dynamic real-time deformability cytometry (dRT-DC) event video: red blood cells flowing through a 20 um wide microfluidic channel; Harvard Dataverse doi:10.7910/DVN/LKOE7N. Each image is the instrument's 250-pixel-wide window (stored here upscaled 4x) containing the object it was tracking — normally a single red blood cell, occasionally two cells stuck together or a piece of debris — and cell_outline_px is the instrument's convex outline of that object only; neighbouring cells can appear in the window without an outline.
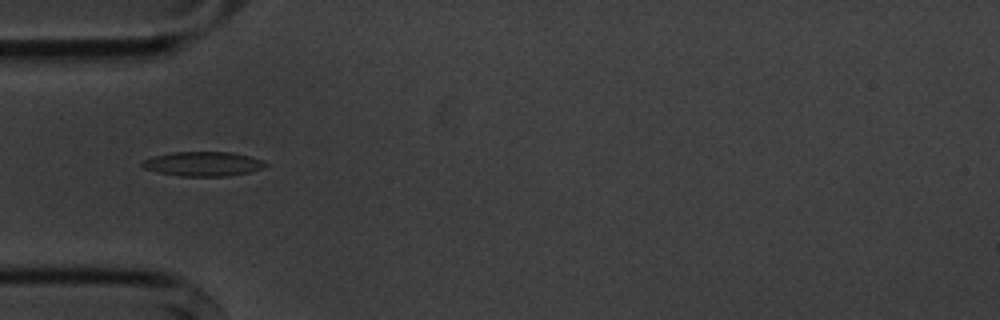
{"species": "common noctule bat (a hibernating species)", "species_latin": "Nyctalus noctula", "temperature_condition": "cold", "stored_images_in_passage": 3, "camera_frame_rate_fps": 3000, "um_per_image_px": 0.085, "animal": {"sex": "male", "body_mass_g": 20.1, "forearm_length_mm": 53.5}, "frame": {"image": 1, "passage_image": 3, "time_ms": 2.333, "image_size_px": [1000, 320], "cell_outline_px": [[268, 164], [264, 168], [248, 172], [224, 176], [180, 176], [160, 172], [144, 168], [140, 164], [140, 160], [152, 156], [172, 152], [232, 152], [264, 160]], "centroid_in_image_um": [17.24, 13.92], "position_along_channel_um": 67.8, "area_um2": 17.57}}